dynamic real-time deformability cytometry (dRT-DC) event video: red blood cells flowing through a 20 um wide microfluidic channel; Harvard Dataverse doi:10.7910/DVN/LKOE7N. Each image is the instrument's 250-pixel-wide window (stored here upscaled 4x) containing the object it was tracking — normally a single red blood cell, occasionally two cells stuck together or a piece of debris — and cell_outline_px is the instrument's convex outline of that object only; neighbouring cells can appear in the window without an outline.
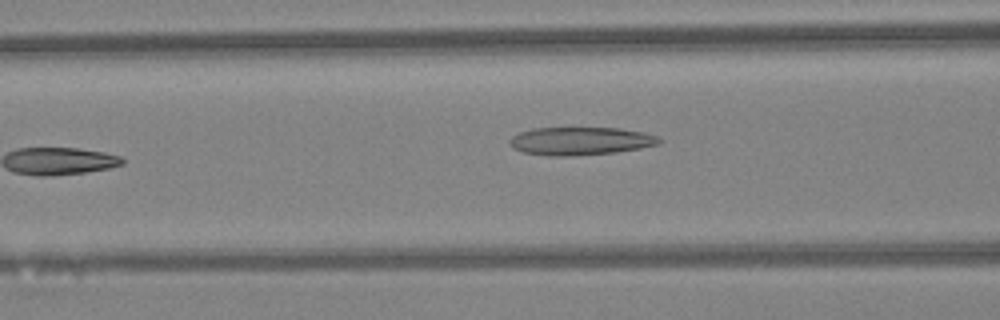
{"species": "Egyptian fruit bat (a non-hibernating species)", "species_latin": "Rousettus aegyptiacus", "temperature_condition": "warm", "stored_images_in_passage": 5, "camera_frame_rate_fps": 3000, "um_per_image_px": 0.085, "animal": {"sex": "female"}, "frame": {"image": 1, "passage_image": 5, "time_ms": 1.333, "image_size_px": [1000, 320], "cell_outline_px": [[664, 140], [660, 144], [640, 148], [616, 152], [568, 156], [548, 156], [524, 152], [512, 148], [508, 140], [512, 136], [520, 132], [532, 128], [620, 128], [644, 132], [656, 136]], "centroid_in_image_um": [49.34, 11.98], "position_along_channel_um": 117.3, "area_um2": 24.51}}